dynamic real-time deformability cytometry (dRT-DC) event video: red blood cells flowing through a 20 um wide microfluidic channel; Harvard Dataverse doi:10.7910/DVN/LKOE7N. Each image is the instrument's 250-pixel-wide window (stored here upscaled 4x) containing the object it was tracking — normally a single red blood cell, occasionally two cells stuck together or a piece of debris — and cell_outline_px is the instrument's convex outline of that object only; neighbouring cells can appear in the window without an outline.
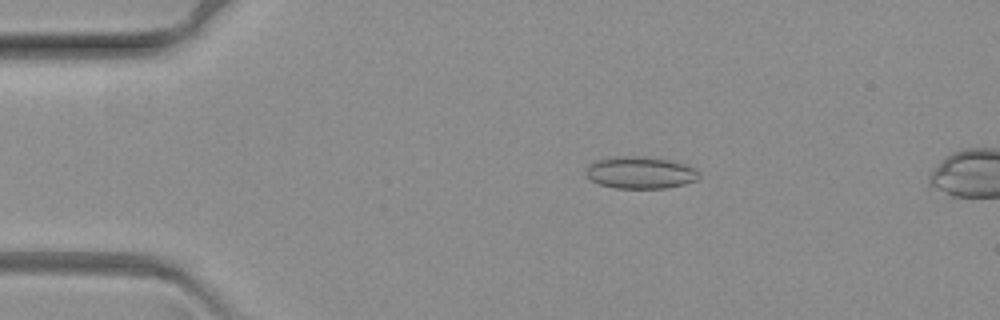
{"species": "common noctule bat (a hibernating species)", "species_latin": "Nyctalus noctula", "temperature_condition": "warm", "stored_images_in_passage": 68, "camera_frame_rate_fps": 3000, "um_per_image_px": 0.085, "animal": {"sex": "female", "body_mass_g": 19.3, "forearm_length_mm": 54.1}, "frame": {"image": 1, "passage_image": 13, "time_ms": 4.0, "image_size_px": [1000, 320], "cell_outline_px": [[700, 176], [696, 180], [684, 184], [664, 188], [612, 188], [600, 184], [592, 180], [584, 172], [588, 164], [596, 160], [612, 156], [644, 156], [672, 160], [688, 164], [700, 172]], "centroid_in_image_um": [54.43, 14.65], "position_along_channel_um": 30.6, "area_um2": 21.44}}
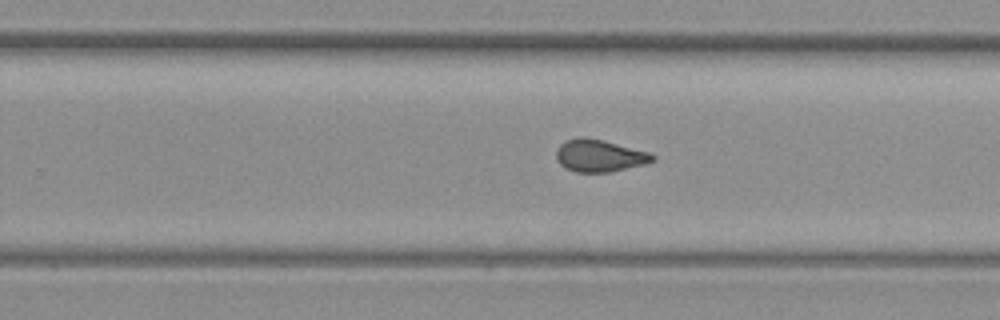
{"frame": {"image": 2, "passage_image": 43, "time_ms": 14.0, "image_size_px": [1000, 320], "cell_outline_px": [[656, 160], [648, 164], [608, 172], [576, 172], [564, 168], [556, 160], [556, 148], [564, 140], [580, 136], [584, 136], [604, 140], [648, 152], [656, 156]], "centroid_in_image_um": [50.93, 13.23], "position_along_channel_um": 278.9, "area_um2": 18.44}}
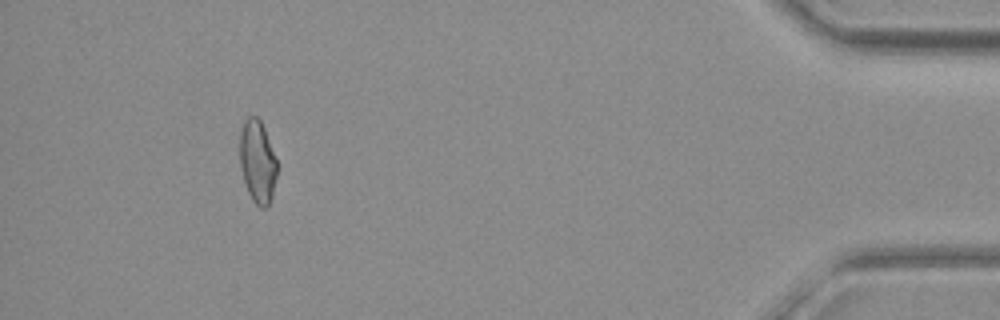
{"frame": {"image": 3, "passage_image": 63, "time_ms": 20.667, "image_size_px": [1000, 320], "cell_outline_px": [[276, 176], [272, 196], [268, 204], [264, 208], [260, 208], [252, 200], [244, 184], [240, 168], [240, 132], [244, 120], [248, 116], [256, 116], [260, 120], [264, 128], [276, 160]], "centroid_in_image_um": [21.86, 13.74], "position_along_channel_um": 413.3, "area_um2": 17.86}}